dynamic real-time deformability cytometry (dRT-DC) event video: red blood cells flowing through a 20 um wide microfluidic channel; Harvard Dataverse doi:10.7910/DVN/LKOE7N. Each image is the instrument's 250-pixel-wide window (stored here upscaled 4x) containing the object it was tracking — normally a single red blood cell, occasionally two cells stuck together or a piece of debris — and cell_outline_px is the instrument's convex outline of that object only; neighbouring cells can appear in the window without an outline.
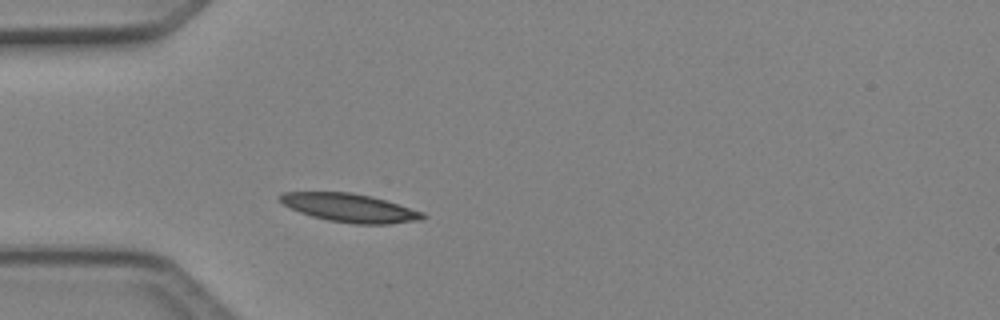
{"species": "Egyptian fruit bat (a non-hibernating species)", "species_latin": "Rousettus aegyptiacus", "temperature_condition": "cold", "stored_images_in_passage": 5, "camera_frame_rate_fps": 3000, "um_per_image_px": 0.085, "animal": {"sex": "female"}, "frame": {"image": 1, "passage_image": 5, "time_ms": 1.333, "image_size_px": [1000, 320], "cell_outline_px": [[428, 216], [420, 220], [388, 224], [356, 224], [328, 220], [312, 216], [300, 212], [284, 204], [276, 196], [280, 192], [352, 192], [372, 196], [424, 212]], "centroid_in_image_um": [29.74, 17.66], "position_along_channel_um": 55.3, "area_um2": 23.64}}